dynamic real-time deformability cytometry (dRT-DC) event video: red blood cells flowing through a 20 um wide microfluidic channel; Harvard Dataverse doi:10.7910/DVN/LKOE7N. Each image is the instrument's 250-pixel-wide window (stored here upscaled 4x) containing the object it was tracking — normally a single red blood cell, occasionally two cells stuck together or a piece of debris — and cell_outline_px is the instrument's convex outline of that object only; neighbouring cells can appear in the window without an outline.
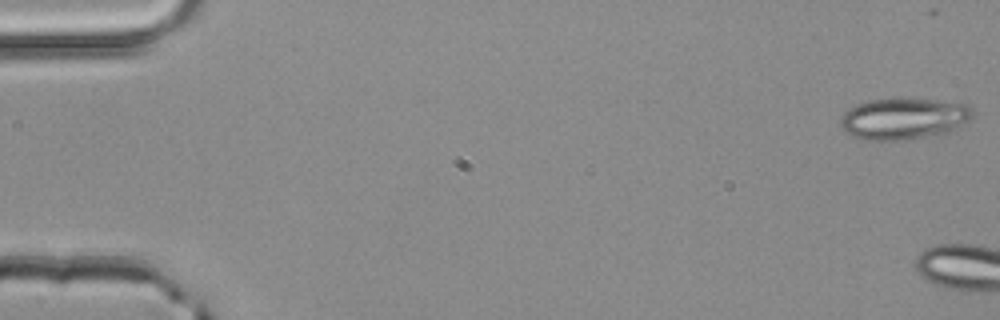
{"species": "common noctule bat (a hibernating species)", "species_latin": "Nyctalus noctula", "temperature_condition": "room temperature", "stored_images_in_passage": 5, "camera_frame_rate_fps": 3000, "um_per_image_px": 0.085, "animal": {"sex": "male", "body_mass_g": 20.4}, "frame": {"image": 1, "passage_image": 1, "time_ms": 0.0, "image_size_px": [1000, 320], "cell_outline_px": [[972, 116], [968, 120], [956, 128], [948, 132], [904, 140], [868, 140], [852, 136], [844, 132], [840, 128], [840, 120], [844, 112], [856, 104], [868, 100], [900, 96], [936, 100], [968, 104], [972, 108]], "centroid_in_image_um": [76.77, 10.05], "position_along_channel_um": 8.2, "area_um2": 32.43}}